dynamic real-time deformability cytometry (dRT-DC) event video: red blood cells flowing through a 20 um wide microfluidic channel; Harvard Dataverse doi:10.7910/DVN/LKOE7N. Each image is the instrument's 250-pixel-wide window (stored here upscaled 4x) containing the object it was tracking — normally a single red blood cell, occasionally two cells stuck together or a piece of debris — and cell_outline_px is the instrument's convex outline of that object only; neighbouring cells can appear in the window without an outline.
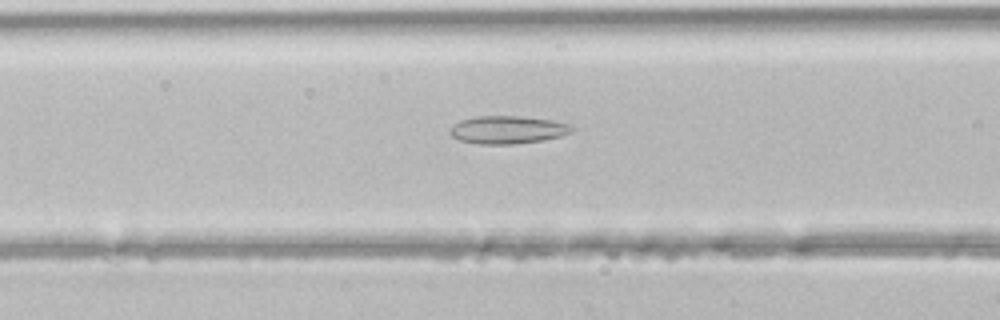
{"species": "common noctule bat (a hibernating species)", "species_latin": "Nyctalus noctula", "temperature_condition": "room temperature", "stored_images_in_passage": 35, "segment_of_instrument_passage": [1, 2], "camera_frame_rate_fps": 3000, "um_per_image_px": 0.085, "animal": {"sex": "male", "body_mass_g": 21.5, "forearm_length_mm": 52.0}, "frame": {"image": 1, "passage_image": 6, "time_ms": 1.667, "image_size_px": [1000, 320], "cell_outline_px": [[576, 128], [572, 132], [560, 136], [544, 140], [512, 144], [480, 144], [460, 140], [452, 136], [448, 132], [460, 120], [476, 116], [520, 116], [552, 120], [572, 124]], "centroid_in_image_um": [43.2, 11.02], "position_along_channel_um": 123.4, "area_um2": 19.83}}
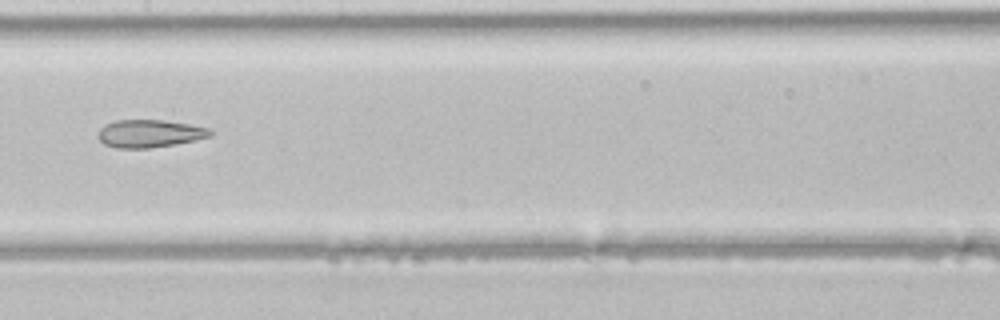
{"frame": {"image": 2, "passage_image": 11, "time_ms": 3.333, "image_size_px": [1000, 320], "cell_outline_px": [[212, 136], [196, 140], [148, 148], [116, 148], [104, 144], [96, 136], [96, 132], [104, 124], [116, 120], [164, 120], [188, 124], [208, 128], [212, 132]], "centroid_in_image_um": [12.66, 11.34], "position_along_channel_um": 194.7, "area_um2": 18.15}}
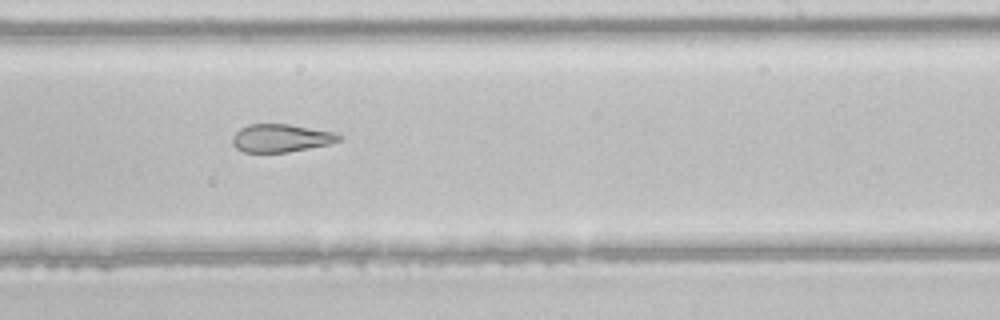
{"frame": {"image": 3, "passage_image": 16, "time_ms": 5.0, "image_size_px": [1000, 320], "cell_outline_px": [[344, 136], [340, 140], [328, 144], [288, 152], [244, 152], [236, 148], [232, 144], [232, 136], [240, 128], [248, 124], [288, 124], [336, 132]], "centroid_in_image_um": [23.88, 11.73], "position_along_channel_um": 265.1, "area_um2": 17.4}}